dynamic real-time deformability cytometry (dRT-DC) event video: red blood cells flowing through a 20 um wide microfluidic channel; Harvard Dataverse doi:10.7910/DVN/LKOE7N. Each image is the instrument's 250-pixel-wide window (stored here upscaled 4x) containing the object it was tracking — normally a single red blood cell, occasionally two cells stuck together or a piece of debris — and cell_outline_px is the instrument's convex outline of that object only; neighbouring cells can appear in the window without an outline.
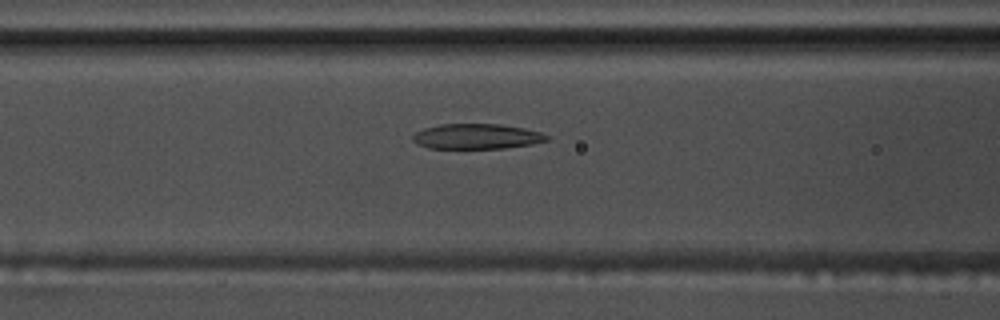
{"species": "common noctule bat (a hibernating species)", "species_latin": "Nyctalus noctula", "temperature_condition": "warm", "stored_images_in_passage": 32, "camera_frame_rate_fps": 3000, "um_per_image_px": 0.085, "animal": {"sex": "male", "body_mass_g": 17.5, "forearm_length_mm": 52.3}, "frame": {"image": 1, "passage_image": 9, "time_ms": 2.667, "image_size_px": [1000, 320], "cell_outline_px": [[548, 140], [532, 144], [504, 148], [428, 148], [416, 144], [412, 140], [412, 136], [416, 132], [424, 128], [440, 124], [500, 124], [524, 128], [540, 132], [548, 136]], "centroid_in_image_um": [40.49, 11.59], "position_along_channel_um": 126.1, "area_um2": 19.65}}
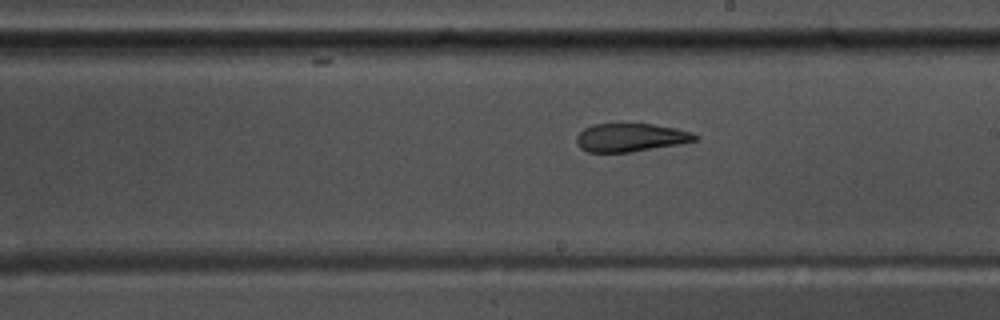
{"frame": {"image": 2, "passage_image": 18, "time_ms": 5.667, "image_size_px": [1000, 320], "cell_outline_px": [[700, 140], [680, 144], [632, 152], [588, 152], [580, 148], [576, 144], [576, 136], [584, 128], [592, 124], [652, 124], [676, 128], [692, 132], [700, 136]], "centroid_in_image_um": [53.63, 11.69], "position_along_channel_um": 235.4, "area_um2": 19.77}}
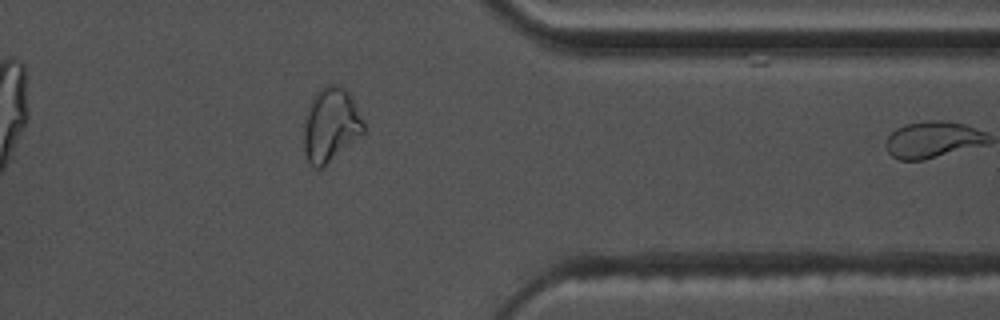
{"frame": {"image": 3, "passage_image": 31, "time_ms": 10.0, "image_size_px": [1000, 320], "cell_outline_px": [[364, 132], [324, 168], [312, 168], [304, 152], [304, 124], [308, 104], [316, 92], [324, 84], [336, 84], [344, 88], [352, 96], [364, 124]], "centroid_in_image_um": [28.09, 10.62], "position_along_channel_um": 383.3, "area_um2": 26.01}}